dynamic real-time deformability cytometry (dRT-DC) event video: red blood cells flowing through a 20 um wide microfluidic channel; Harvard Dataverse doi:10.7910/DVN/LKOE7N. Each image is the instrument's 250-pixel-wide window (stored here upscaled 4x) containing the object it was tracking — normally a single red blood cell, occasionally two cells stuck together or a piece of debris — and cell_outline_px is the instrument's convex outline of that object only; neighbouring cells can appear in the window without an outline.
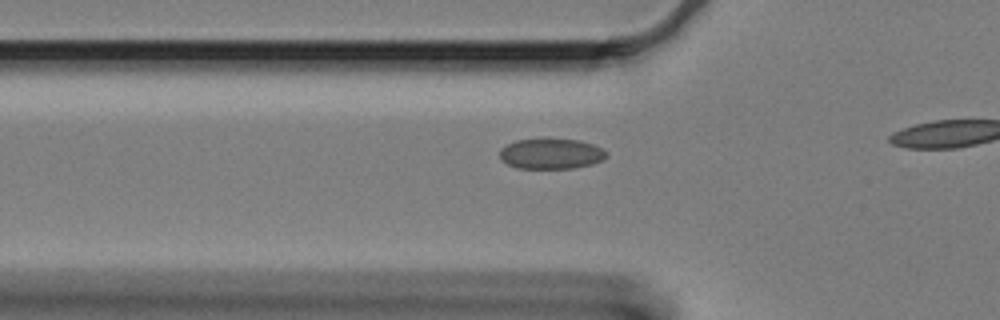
{"species": "Egyptian fruit bat (a non-hibernating species)", "species_latin": "Rousettus aegyptiacus", "temperature_condition": "cold", "stored_images_in_passage": 22, "camera_frame_rate_fps": 3000, "um_per_image_px": 0.085, "animal": {"sex": "female"}, "frame": {"image": 1, "passage_image": 16, "time_ms": 5.0, "image_size_px": [1000, 320], "cell_outline_px": [[608, 156], [604, 160], [592, 164], [572, 168], [516, 168], [500, 160], [500, 148], [516, 140], [580, 140], [604, 148], [608, 152]], "centroid_in_image_um": [46.88, 13.08], "position_along_channel_um": 78.9, "area_um2": 18.84}}
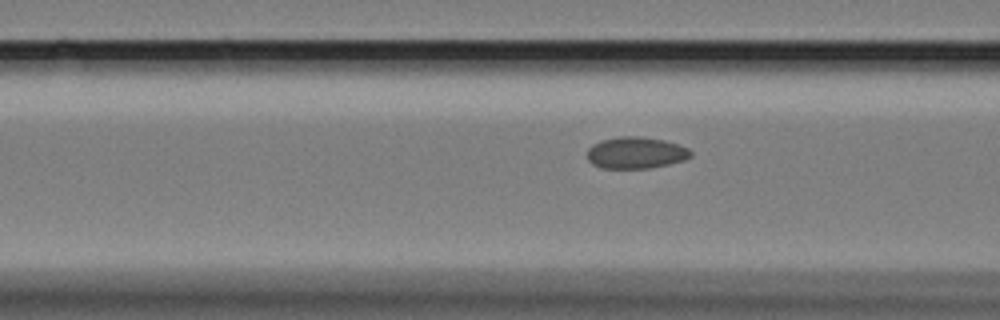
{"frame": {"image": 2, "passage_image": 19, "time_ms": 6.0, "image_size_px": [1000, 320], "cell_outline_px": [[692, 156], [684, 160], [668, 164], [648, 168], [600, 168], [592, 164], [588, 160], [588, 148], [592, 144], [600, 140], [620, 136], [640, 136], [664, 140], [680, 144], [688, 148], [692, 152]], "centroid_in_image_um": [54.05, 12.97], "position_along_channel_um": 112.6, "area_um2": 19.25}}